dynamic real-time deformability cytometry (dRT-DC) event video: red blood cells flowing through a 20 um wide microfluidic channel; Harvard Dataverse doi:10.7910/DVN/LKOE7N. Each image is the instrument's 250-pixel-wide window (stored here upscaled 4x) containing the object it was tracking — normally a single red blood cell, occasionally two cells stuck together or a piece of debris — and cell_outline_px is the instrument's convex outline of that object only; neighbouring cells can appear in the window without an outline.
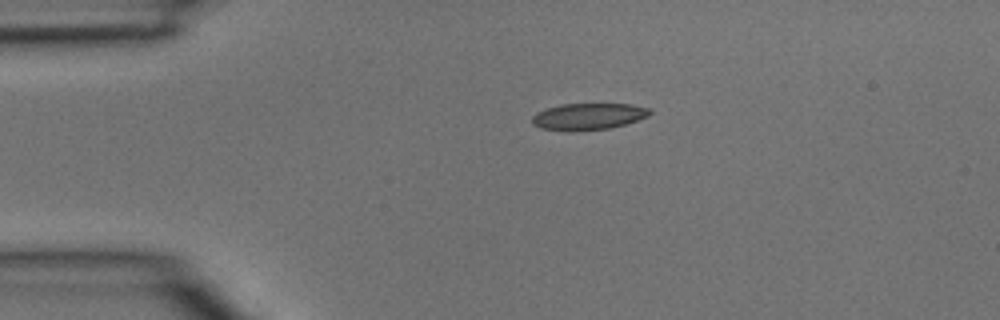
{"species": "common noctule bat (a hibernating species)", "species_latin": "Nyctalus noctula", "temperature_condition": "room temperature", "stored_images_in_passage": 2, "camera_frame_rate_fps": 3000, "um_per_image_px": 0.085, "animal": {"sex": "male", "body_mass_g": 15.6}, "frame": {"image": 1, "passage_image": 1, "time_ms": 0.0, "image_size_px": [1000, 320], "cell_outline_px": [[652, 112], [648, 116], [612, 128], [572, 132], [540, 128], [532, 124], [532, 116], [536, 112], [560, 104], [632, 104], [648, 108]], "centroid_in_image_um": [49.97, 9.91], "position_along_channel_um": 35.0, "area_um2": 18.38}}